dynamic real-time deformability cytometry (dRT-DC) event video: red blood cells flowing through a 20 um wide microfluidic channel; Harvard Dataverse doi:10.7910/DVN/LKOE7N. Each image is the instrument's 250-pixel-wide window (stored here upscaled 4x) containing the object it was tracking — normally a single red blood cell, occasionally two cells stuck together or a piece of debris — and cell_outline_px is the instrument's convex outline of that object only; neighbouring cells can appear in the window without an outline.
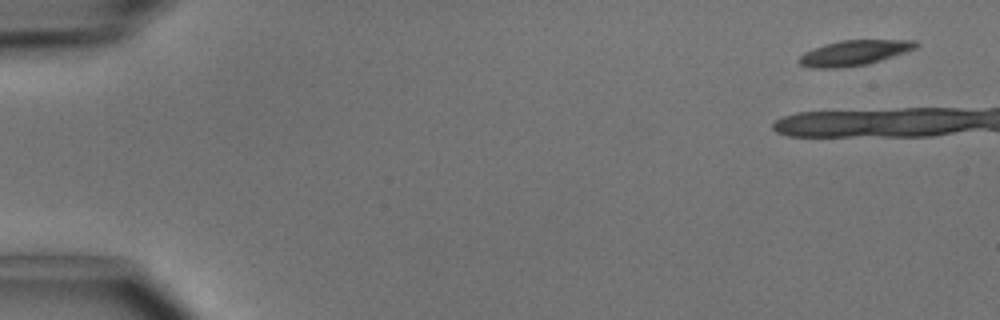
{"species": "common noctule bat (a hibernating species)", "species_latin": "Nyctalus noctula", "temperature_condition": "cold", "stored_images_in_passage": 8, "camera_frame_rate_fps": 3000, "um_per_image_px": 0.085, "animal": {"sex": "male", "body_mass_g": 15.6}, "frame": {"image": 1, "passage_image": 1, "time_ms": 0.0, "image_size_px": [1000, 320], "cell_outline_px": [[920, 44], [916, 48], [868, 64], [836, 68], [808, 68], [800, 64], [796, 60], [804, 52], [812, 48], [824, 44], [840, 40], [916, 40]], "centroid_in_image_um": [72.55, 4.49], "position_along_channel_um": 12.5, "area_um2": 17.22}}